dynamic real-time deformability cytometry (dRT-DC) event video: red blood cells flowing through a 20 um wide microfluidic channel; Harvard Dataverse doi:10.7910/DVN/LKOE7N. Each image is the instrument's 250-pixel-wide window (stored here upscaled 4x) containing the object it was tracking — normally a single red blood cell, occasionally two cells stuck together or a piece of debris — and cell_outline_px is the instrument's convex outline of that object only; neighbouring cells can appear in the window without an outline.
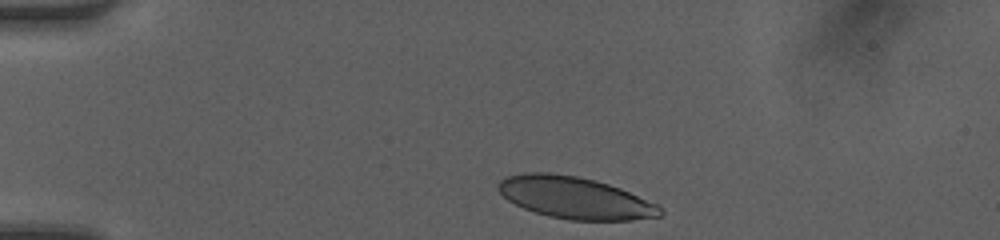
{"species": "human", "species_latin": "Homo sapiens", "temperature_condition": "room temperature", "stored_images_in_passage": 32, "camera_frame_rate_fps": 3000, "um_per_image_px": 0.085, "donor": {"sex": "female"}, "frame": {"image": 1, "passage_image": 1, "time_ms": 0.0, "image_size_px": [1000, 240], "cell_outline_px": [[664, 212], [660, 216], [632, 220], [568, 220], [548, 216], [524, 208], [508, 200], [496, 188], [496, 184], [504, 176], [524, 172], [548, 172], [576, 176], [596, 180], [620, 188], [656, 204]], "centroid_in_image_um": [48.82, 16.8], "position_along_channel_um": 36.2, "area_um2": 39.48}}
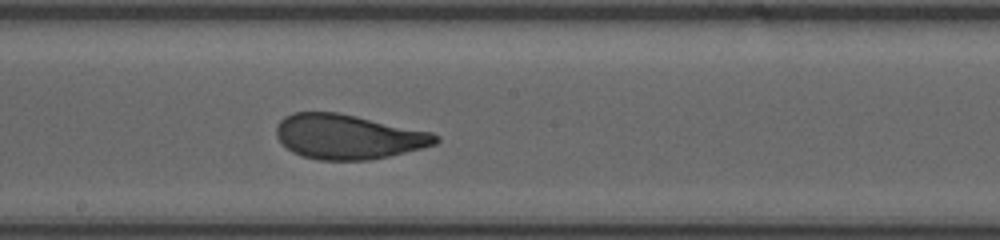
{"frame": {"image": 2, "passage_image": 18, "time_ms": 5.667, "image_size_px": [1000, 240], "cell_outline_px": [[440, 140], [436, 144], [388, 156], [368, 160], [316, 160], [300, 156], [292, 152], [276, 136], [276, 128], [280, 120], [284, 116], [292, 112], [336, 112], [356, 116], [432, 132], [440, 136]], "centroid_in_image_um": [29.57, 11.62], "position_along_channel_um": 218.6, "area_um2": 41.38}}
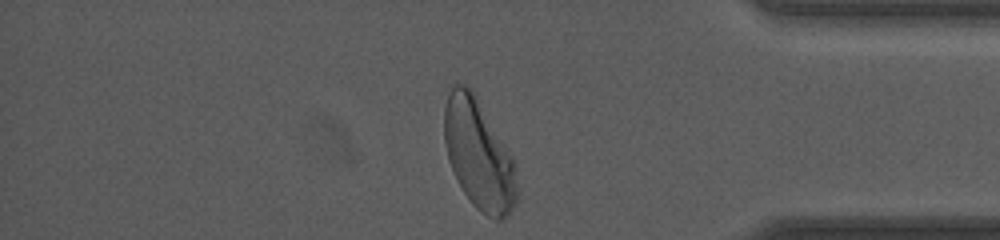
{"frame": {"image": 3, "passage_image": 32, "time_ms": 10.333, "image_size_px": [1000, 240], "cell_outline_px": [[516, 204], [500, 220], [496, 220], [480, 212], [472, 204], [464, 192], [448, 160], [444, 140], [444, 108], [452, 84], [464, 84], [472, 88], [512, 156], [516, 164]], "centroid_in_image_um": [40.68, 13.1], "position_along_channel_um": 394.5, "area_um2": 46.3}, "authors_computed_cell_mechanics": {"area_um2": 41.8472, "velocity_mm_per_s": 4.1965, "shape_relaxation_time_tau1_ms": 3.4777, "shape_relaxation_time_tau2_ms": 0.787, "deformation_change_tau1": 0.1674, "deformation_change_tau2": 0.0826}}